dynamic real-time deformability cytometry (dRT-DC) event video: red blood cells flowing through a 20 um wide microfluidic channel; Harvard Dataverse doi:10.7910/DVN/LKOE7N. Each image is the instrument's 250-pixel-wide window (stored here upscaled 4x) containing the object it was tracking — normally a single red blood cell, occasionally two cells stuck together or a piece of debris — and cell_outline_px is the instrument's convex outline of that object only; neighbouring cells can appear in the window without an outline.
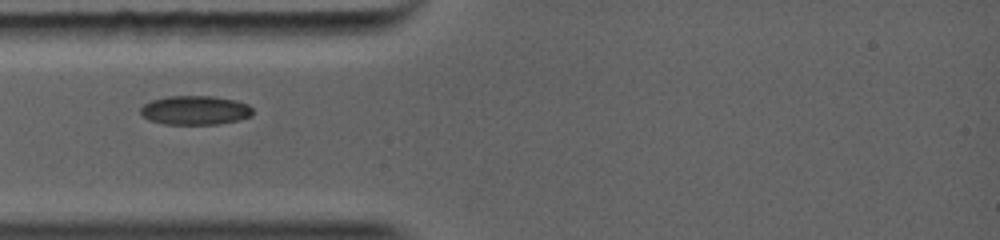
{"species": "common noctule bat (a hibernating species)", "species_latin": "Nyctalus noctula", "temperature_condition": "warm", "stored_images_in_passage": 39, "camera_frame_rate_fps": 5000, "um_per_image_px": 0.085, "animal": {"sex": "female", "body_mass_g": 19.0, "forearm_length_mm": 56.7}, "frame": {"image": 1, "passage_image": 1, "time_ms": 0.0, "image_size_px": [1000, 240], "cell_outline_px": [[252, 112], [248, 116], [232, 120], [212, 124], [168, 124], [152, 120], [144, 116], [140, 112], [140, 108], [144, 104], [152, 100], [168, 96], [212, 96], [236, 100], [248, 104], [252, 108]], "centroid_in_image_um": [16.55, 9.34], "position_along_channel_um": 68.4, "area_um2": 18.5}}
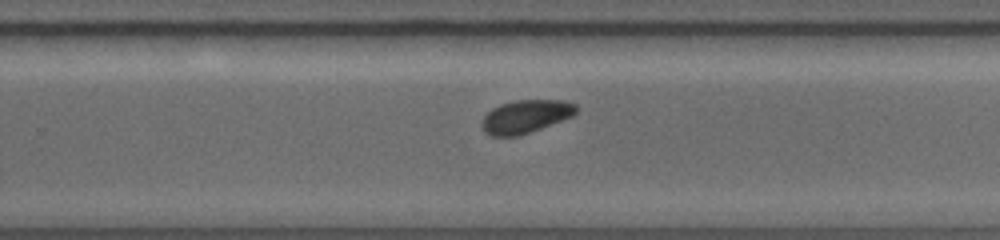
{"frame": {"image": 2, "passage_image": 19, "time_ms": 4.4, "image_size_px": [1000, 240], "cell_outline_px": [[576, 112], [572, 116], [512, 136], [496, 136], [488, 132], [484, 128], [484, 116], [492, 108], [500, 104], [516, 100], [564, 100], [576, 104]], "centroid_in_image_um": [44.7, 9.84], "position_along_channel_um": 285.1, "area_um2": 17.22}}
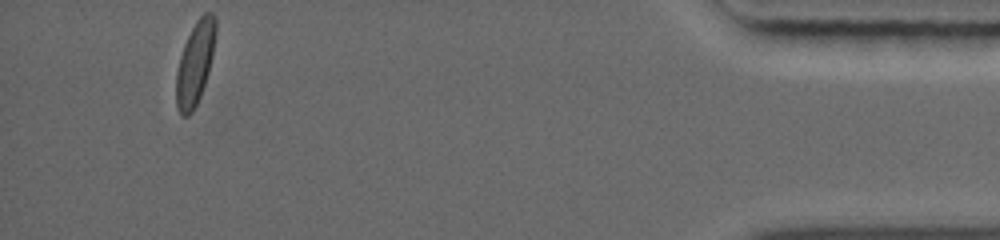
{"frame": {"image": 3, "passage_image": 39, "time_ms": 8.8, "image_size_px": [1000, 240], "cell_outline_px": [[216, 32], [212, 56], [208, 72], [204, 84], [196, 104], [184, 116], [180, 112], [176, 104], [176, 72], [180, 56], [184, 44], [196, 20], [204, 12], [212, 12], [216, 20]], "centroid_in_image_um": [16.59, 5.28], "position_along_channel_um": 418.6, "area_um2": 18.61}}